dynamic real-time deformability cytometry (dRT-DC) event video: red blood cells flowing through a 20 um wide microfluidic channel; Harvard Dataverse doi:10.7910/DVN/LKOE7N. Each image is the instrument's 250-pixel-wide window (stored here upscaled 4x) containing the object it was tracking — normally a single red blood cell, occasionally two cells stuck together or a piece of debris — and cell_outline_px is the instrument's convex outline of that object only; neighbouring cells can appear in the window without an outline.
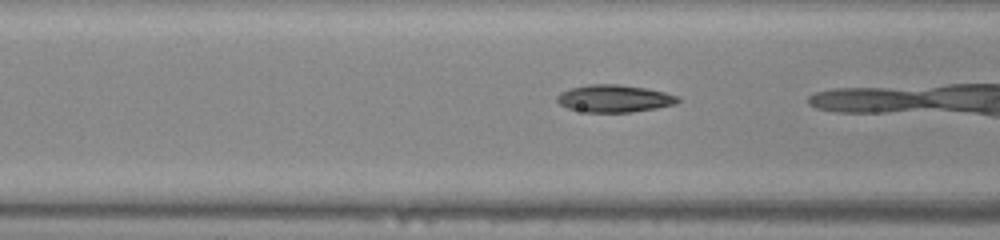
{"species": "common noctule bat (a hibernating species)", "species_latin": "Nyctalus noctula", "temperature_condition": "warm", "stored_images_in_passage": 33, "camera_frame_rate_fps": 3000, "um_per_image_px": 0.085, "animal": {"sex": "male", "body_mass_g": 20.0, "forearm_length_mm": 53.3}, "frame": {"image": 1, "passage_image": 14, "time_ms": 4.333, "image_size_px": [1000, 240], "cell_outline_px": [[680, 100], [676, 104], [656, 108], [632, 112], [588, 112], [568, 108], [560, 104], [556, 100], [556, 96], [560, 92], [572, 88], [588, 84], [620, 84], [644, 88], [664, 92], [680, 96]], "centroid_in_image_um": [52.23, 8.37], "position_along_channel_um": 114.4, "area_um2": 19.25}}
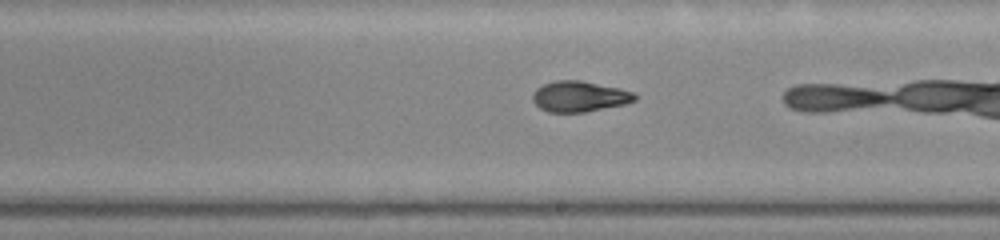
{"frame": {"image": 2, "passage_image": 23, "time_ms": 7.333, "image_size_px": [1000, 240], "cell_outline_px": [[640, 96], [636, 100], [624, 104], [584, 112], [548, 112], [540, 108], [532, 100], [532, 92], [536, 88], [544, 84], [556, 80], [580, 80], [620, 88], [632, 92]], "centroid_in_image_um": [49.25, 8.19], "position_along_channel_um": 239.8, "area_um2": 18.32}}
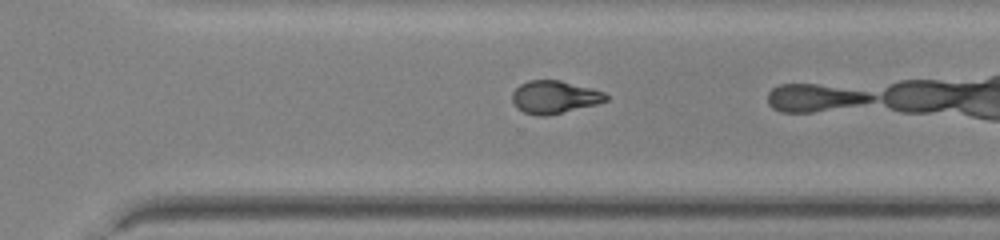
{"frame": {"image": 3, "passage_image": 29, "time_ms": 9.333, "image_size_px": [1000, 240], "cell_outline_px": [[608, 100], [596, 104], [548, 116], [540, 116], [524, 112], [516, 108], [512, 100], [512, 92], [520, 84], [528, 80], [560, 80], [592, 88], [604, 92], [608, 96]], "centroid_in_image_um": [47.12, 8.25], "position_along_channel_um": 323.5, "area_um2": 17.98}}